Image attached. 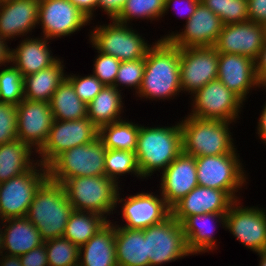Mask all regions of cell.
<instances>
[{
  "mask_svg": "<svg viewBox=\"0 0 266 266\" xmlns=\"http://www.w3.org/2000/svg\"><path fill=\"white\" fill-rule=\"evenodd\" d=\"M217 79L245 102L258 87L255 61L244 55L219 53Z\"/></svg>",
  "mask_w": 266,
  "mask_h": 266,
  "instance_id": "cell-21",
  "label": "cell"
},
{
  "mask_svg": "<svg viewBox=\"0 0 266 266\" xmlns=\"http://www.w3.org/2000/svg\"><path fill=\"white\" fill-rule=\"evenodd\" d=\"M266 41V25L253 21L226 24L213 46L218 53H233L257 59Z\"/></svg>",
  "mask_w": 266,
  "mask_h": 266,
  "instance_id": "cell-19",
  "label": "cell"
},
{
  "mask_svg": "<svg viewBox=\"0 0 266 266\" xmlns=\"http://www.w3.org/2000/svg\"><path fill=\"white\" fill-rule=\"evenodd\" d=\"M109 220L97 213L73 210L68 218L63 237L80 247Z\"/></svg>",
  "mask_w": 266,
  "mask_h": 266,
  "instance_id": "cell-34",
  "label": "cell"
},
{
  "mask_svg": "<svg viewBox=\"0 0 266 266\" xmlns=\"http://www.w3.org/2000/svg\"><path fill=\"white\" fill-rule=\"evenodd\" d=\"M240 204L235 200L230 205L225 229L247 249L255 253L266 250V209Z\"/></svg>",
  "mask_w": 266,
  "mask_h": 266,
  "instance_id": "cell-13",
  "label": "cell"
},
{
  "mask_svg": "<svg viewBox=\"0 0 266 266\" xmlns=\"http://www.w3.org/2000/svg\"><path fill=\"white\" fill-rule=\"evenodd\" d=\"M172 126L140 124L135 155L142 179L166 169L182 152L180 122ZM154 172V173H153Z\"/></svg>",
  "mask_w": 266,
  "mask_h": 266,
  "instance_id": "cell-2",
  "label": "cell"
},
{
  "mask_svg": "<svg viewBox=\"0 0 266 266\" xmlns=\"http://www.w3.org/2000/svg\"><path fill=\"white\" fill-rule=\"evenodd\" d=\"M90 21L93 20L94 12L97 9L98 0H70Z\"/></svg>",
  "mask_w": 266,
  "mask_h": 266,
  "instance_id": "cell-48",
  "label": "cell"
},
{
  "mask_svg": "<svg viewBox=\"0 0 266 266\" xmlns=\"http://www.w3.org/2000/svg\"><path fill=\"white\" fill-rule=\"evenodd\" d=\"M115 246L118 266H149L144 229H130L116 225Z\"/></svg>",
  "mask_w": 266,
  "mask_h": 266,
  "instance_id": "cell-28",
  "label": "cell"
},
{
  "mask_svg": "<svg viewBox=\"0 0 266 266\" xmlns=\"http://www.w3.org/2000/svg\"><path fill=\"white\" fill-rule=\"evenodd\" d=\"M235 149L232 153L195 157L199 186L225 191L234 201L237 192L247 185L245 168Z\"/></svg>",
  "mask_w": 266,
  "mask_h": 266,
  "instance_id": "cell-7",
  "label": "cell"
},
{
  "mask_svg": "<svg viewBox=\"0 0 266 266\" xmlns=\"http://www.w3.org/2000/svg\"><path fill=\"white\" fill-rule=\"evenodd\" d=\"M99 128L88 118L72 121H53L47 141L37 152V159L47 167L58 155L76 146L98 139Z\"/></svg>",
  "mask_w": 266,
  "mask_h": 266,
  "instance_id": "cell-12",
  "label": "cell"
},
{
  "mask_svg": "<svg viewBox=\"0 0 266 266\" xmlns=\"http://www.w3.org/2000/svg\"><path fill=\"white\" fill-rule=\"evenodd\" d=\"M186 3L185 6L186 10L183 8V7H180L179 6V9H177L178 7L176 6L177 4L176 3ZM200 3V1L198 0H165V3H164V11H163V16L167 14V12L169 11V8L170 9H173L175 8L176 6V10L177 12L180 10L182 13L178 12L177 14H180L181 17H183V19H186L185 21H187L195 12V9L196 7L198 6V4ZM173 6V7H172ZM181 8V9H180ZM182 8L185 10V11H182ZM175 10V9H174ZM184 12V14H183ZM187 12V13H186ZM166 13V14H165ZM183 16H182V15ZM187 14V15H186ZM186 15V16H185Z\"/></svg>",
  "mask_w": 266,
  "mask_h": 266,
  "instance_id": "cell-46",
  "label": "cell"
},
{
  "mask_svg": "<svg viewBox=\"0 0 266 266\" xmlns=\"http://www.w3.org/2000/svg\"><path fill=\"white\" fill-rule=\"evenodd\" d=\"M139 124L121 119L99 128L98 138L106 149L135 152Z\"/></svg>",
  "mask_w": 266,
  "mask_h": 266,
  "instance_id": "cell-33",
  "label": "cell"
},
{
  "mask_svg": "<svg viewBox=\"0 0 266 266\" xmlns=\"http://www.w3.org/2000/svg\"><path fill=\"white\" fill-rule=\"evenodd\" d=\"M0 221H1L0 222L1 223L0 224L1 225L0 226V256H1L3 254V232H2V228H1L2 227V221L3 220L0 219Z\"/></svg>",
  "mask_w": 266,
  "mask_h": 266,
  "instance_id": "cell-55",
  "label": "cell"
},
{
  "mask_svg": "<svg viewBox=\"0 0 266 266\" xmlns=\"http://www.w3.org/2000/svg\"><path fill=\"white\" fill-rule=\"evenodd\" d=\"M201 2L220 17L223 25L248 21V0H203Z\"/></svg>",
  "mask_w": 266,
  "mask_h": 266,
  "instance_id": "cell-38",
  "label": "cell"
},
{
  "mask_svg": "<svg viewBox=\"0 0 266 266\" xmlns=\"http://www.w3.org/2000/svg\"><path fill=\"white\" fill-rule=\"evenodd\" d=\"M255 71L257 79H259L263 74H266V41L262 45L260 53L255 60Z\"/></svg>",
  "mask_w": 266,
  "mask_h": 266,
  "instance_id": "cell-49",
  "label": "cell"
},
{
  "mask_svg": "<svg viewBox=\"0 0 266 266\" xmlns=\"http://www.w3.org/2000/svg\"><path fill=\"white\" fill-rule=\"evenodd\" d=\"M106 147L98 138L58 155L48 166V178L63 183L73 177L105 176Z\"/></svg>",
  "mask_w": 266,
  "mask_h": 266,
  "instance_id": "cell-8",
  "label": "cell"
},
{
  "mask_svg": "<svg viewBox=\"0 0 266 266\" xmlns=\"http://www.w3.org/2000/svg\"><path fill=\"white\" fill-rule=\"evenodd\" d=\"M17 139V107L0 102V145Z\"/></svg>",
  "mask_w": 266,
  "mask_h": 266,
  "instance_id": "cell-42",
  "label": "cell"
},
{
  "mask_svg": "<svg viewBox=\"0 0 266 266\" xmlns=\"http://www.w3.org/2000/svg\"><path fill=\"white\" fill-rule=\"evenodd\" d=\"M0 266H22L19 256L2 254L0 256Z\"/></svg>",
  "mask_w": 266,
  "mask_h": 266,
  "instance_id": "cell-52",
  "label": "cell"
},
{
  "mask_svg": "<svg viewBox=\"0 0 266 266\" xmlns=\"http://www.w3.org/2000/svg\"><path fill=\"white\" fill-rule=\"evenodd\" d=\"M120 91L122 92L114 86H104L87 104V117L98 128L123 119L121 118V114L124 112L123 93Z\"/></svg>",
  "mask_w": 266,
  "mask_h": 266,
  "instance_id": "cell-31",
  "label": "cell"
},
{
  "mask_svg": "<svg viewBox=\"0 0 266 266\" xmlns=\"http://www.w3.org/2000/svg\"><path fill=\"white\" fill-rule=\"evenodd\" d=\"M33 152L19 139L0 145V184L32 169L38 163L31 157Z\"/></svg>",
  "mask_w": 266,
  "mask_h": 266,
  "instance_id": "cell-30",
  "label": "cell"
},
{
  "mask_svg": "<svg viewBox=\"0 0 266 266\" xmlns=\"http://www.w3.org/2000/svg\"><path fill=\"white\" fill-rule=\"evenodd\" d=\"M233 202L223 190L198 185L171 208V215L182 223L190 215L227 213Z\"/></svg>",
  "mask_w": 266,
  "mask_h": 266,
  "instance_id": "cell-23",
  "label": "cell"
},
{
  "mask_svg": "<svg viewBox=\"0 0 266 266\" xmlns=\"http://www.w3.org/2000/svg\"><path fill=\"white\" fill-rule=\"evenodd\" d=\"M264 87L266 89V74H263L259 79H258V88ZM266 92V90H265Z\"/></svg>",
  "mask_w": 266,
  "mask_h": 266,
  "instance_id": "cell-54",
  "label": "cell"
},
{
  "mask_svg": "<svg viewBox=\"0 0 266 266\" xmlns=\"http://www.w3.org/2000/svg\"><path fill=\"white\" fill-rule=\"evenodd\" d=\"M47 179V167L38 162L29 171L1 183L0 219L26 217L37 190Z\"/></svg>",
  "mask_w": 266,
  "mask_h": 266,
  "instance_id": "cell-9",
  "label": "cell"
},
{
  "mask_svg": "<svg viewBox=\"0 0 266 266\" xmlns=\"http://www.w3.org/2000/svg\"><path fill=\"white\" fill-rule=\"evenodd\" d=\"M17 107V139L36 153L47 141L54 117L48 102L23 99Z\"/></svg>",
  "mask_w": 266,
  "mask_h": 266,
  "instance_id": "cell-18",
  "label": "cell"
},
{
  "mask_svg": "<svg viewBox=\"0 0 266 266\" xmlns=\"http://www.w3.org/2000/svg\"><path fill=\"white\" fill-rule=\"evenodd\" d=\"M257 123L256 133H258L257 135L259 136V139L266 145V101L263 105V109L261 110L260 118Z\"/></svg>",
  "mask_w": 266,
  "mask_h": 266,
  "instance_id": "cell-51",
  "label": "cell"
},
{
  "mask_svg": "<svg viewBox=\"0 0 266 266\" xmlns=\"http://www.w3.org/2000/svg\"><path fill=\"white\" fill-rule=\"evenodd\" d=\"M127 0H98L97 10L100 8L110 20H115L121 13Z\"/></svg>",
  "mask_w": 266,
  "mask_h": 266,
  "instance_id": "cell-47",
  "label": "cell"
},
{
  "mask_svg": "<svg viewBox=\"0 0 266 266\" xmlns=\"http://www.w3.org/2000/svg\"><path fill=\"white\" fill-rule=\"evenodd\" d=\"M154 194V195H153ZM120 192L117 195L116 204L122 205V220L126 222L123 225H118L130 229H146L149 226L164 221L171 215V208L160 194L155 195L154 192L148 191L139 192L135 195H129L127 198H122ZM121 197V199H120Z\"/></svg>",
  "mask_w": 266,
  "mask_h": 266,
  "instance_id": "cell-16",
  "label": "cell"
},
{
  "mask_svg": "<svg viewBox=\"0 0 266 266\" xmlns=\"http://www.w3.org/2000/svg\"><path fill=\"white\" fill-rule=\"evenodd\" d=\"M191 97L193 106L188 115L200 119L236 123L244 105V101L219 79L210 81Z\"/></svg>",
  "mask_w": 266,
  "mask_h": 266,
  "instance_id": "cell-11",
  "label": "cell"
},
{
  "mask_svg": "<svg viewBox=\"0 0 266 266\" xmlns=\"http://www.w3.org/2000/svg\"><path fill=\"white\" fill-rule=\"evenodd\" d=\"M78 266H118L115 225L109 220L85 244L79 247Z\"/></svg>",
  "mask_w": 266,
  "mask_h": 266,
  "instance_id": "cell-27",
  "label": "cell"
},
{
  "mask_svg": "<svg viewBox=\"0 0 266 266\" xmlns=\"http://www.w3.org/2000/svg\"><path fill=\"white\" fill-rule=\"evenodd\" d=\"M104 165L105 176L114 180L117 184H120L118 178L127 173L142 179L135 152L106 149Z\"/></svg>",
  "mask_w": 266,
  "mask_h": 266,
  "instance_id": "cell-35",
  "label": "cell"
},
{
  "mask_svg": "<svg viewBox=\"0 0 266 266\" xmlns=\"http://www.w3.org/2000/svg\"><path fill=\"white\" fill-rule=\"evenodd\" d=\"M49 105L55 120L72 121L87 117V104L77 96L66 77L53 93Z\"/></svg>",
  "mask_w": 266,
  "mask_h": 266,
  "instance_id": "cell-32",
  "label": "cell"
},
{
  "mask_svg": "<svg viewBox=\"0 0 266 266\" xmlns=\"http://www.w3.org/2000/svg\"><path fill=\"white\" fill-rule=\"evenodd\" d=\"M66 78L71 82L77 96L86 104L90 103L105 86L93 74L87 76L66 74Z\"/></svg>",
  "mask_w": 266,
  "mask_h": 266,
  "instance_id": "cell-41",
  "label": "cell"
},
{
  "mask_svg": "<svg viewBox=\"0 0 266 266\" xmlns=\"http://www.w3.org/2000/svg\"><path fill=\"white\" fill-rule=\"evenodd\" d=\"M185 117L180 121L183 153L200 157L229 154L236 149L230 132L233 122Z\"/></svg>",
  "mask_w": 266,
  "mask_h": 266,
  "instance_id": "cell-4",
  "label": "cell"
},
{
  "mask_svg": "<svg viewBox=\"0 0 266 266\" xmlns=\"http://www.w3.org/2000/svg\"><path fill=\"white\" fill-rule=\"evenodd\" d=\"M112 23L96 25L90 31L89 41L99 52L111 55L121 62L146 57L149 48L145 37L133 27L111 20Z\"/></svg>",
  "mask_w": 266,
  "mask_h": 266,
  "instance_id": "cell-6",
  "label": "cell"
},
{
  "mask_svg": "<svg viewBox=\"0 0 266 266\" xmlns=\"http://www.w3.org/2000/svg\"><path fill=\"white\" fill-rule=\"evenodd\" d=\"M165 0H127L116 22L129 25L134 19L160 20ZM129 23V24H128Z\"/></svg>",
  "mask_w": 266,
  "mask_h": 266,
  "instance_id": "cell-36",
  "label": "cell"
},
{
  "mask_svg": "<svg viewBox=\"0 0 266 266\" xmlns=\"http://www.w3.org/2000/svg\"><path fill=\"white\" fill-rule=\"evenodd\" d=\"M248 20L266 25V0H248Z\"/></svg>",
  "mask_w": 266,
  "mask_h": 266,
  "instance_id": "cell-45",
  "label": "cell"
},
{
  "mask_svg": "<svg viewBox=\"0 0 266 266\" xmlns=\"http://www.w3.org/2000/svg\"><path fill=\"white\" fill-rule=\"evenodd\" d=\"M90 22L70 0H40L38 25L48 40L71 36Z\"/></svg>",
  "mask_w": 266,
  "mask_h": 266,
  "instance_id": "cell-15",
  "label": "cell"
},
{
  "mask_svg": "<svg viewBox=\"0 0 266 266\" xmlns=\"http://www.w3.org/2000/svg\"><path fill=\"white\" fill-rule=\"evenodd\" d=\"M0 69V102L18 105L24 98V77L13 65Z\"/></svg>",
  "mask_w": 266,
  "mask_h": 266,
  "instance_id": "cell-39",
  "label": "cell"
},
{
  "mask_svg": "<svg viewBox=\"0 0 266 266\" xmlns=\"http://www.w3.org/2000/svg\"><path fill=\"white\" fill-rule=\"evenodd\" d=\"M179 73L180 48L159 38L146 54L141 87L135 96L146 101L174 99L182 91Z\"/></svg>",
  "mask_w": 266,
  "mask_h": 266,
  "instance_id": "cell-1",
  "label": "cell"
},
{
  "mask_svg": "<svg viewBox=\"0 0 266 266\" xmlns=\"http://www.w3.org/2000/svg\"><path fill=\"white\" fill-rule=\"evenodd\" d=\"M160 175L159 192L170 208L198 186L195 157L183 152Z\"/></svg>",
  "mask_w": 266,
  "mask_h": 266,
  "instance_id": "cell-20",
  "label": "cell"
},
{
  "mask_svg": "<svg viewBox=\"0 0 266 266\" xmlns=\"http://www.w3.org/2000/svg\"><path fill=\"white\" fill-rule=\"evenodd\" d=\"M144 68L145 58L121 62L113 86L118 90H120V86L131 89L134 87L136 95L141 87Z\"/></svg>",
  "mask_w": 266,
  "mask_h": 266,
  "instance_id": "cell-40",
  "label": "cell"
},
{
  "mask_svg": "<svg viewBox=\"0 0 266 266\" xmlns=\"http://www.w3.org/2000/svg\"><path fill=\"white\" fill-rule=\"evenodd\" d=\"M40 0L0 1V37H23L38 26Z\"/></svg>",
  "mask_w": 266,
  "mask_h": 266,
  "instance_id": "cell-22",
  "label": "cell"
},
{
  "mask_svg": "<svg viewBox=\"0 0 266 266\" xmlns=\"http://www.w3.org/2000/svg\"><path fill=\"white\" fill-rule=\"evenodd\" d=\"M22 266H49L45 244L19 256Z\"/></svg>",
  "mask_w": 266,
  "mask_h": 266,
  "instance_id": "cell-44",
  "label": "cell"
},
{
  "mask_svg": "<svg viewBox=\"0 0 266 266\" xmlns=\"http://www.w3.org/2000/svg\"><path fill=\"white\" fill-rule=\"evenodd\" d=\"M213 223V224H212ZM215 223L225 228L226 213H202L188 216L182 223L188 250L192 255L215 251ZM222 224V225H221Z\"/></svg>",
  "mask_w": 266,
  "mask_h": 266,
  "instance_id": "cell-24",
  "label": "cell"
},
{
  "mask_svg": "<svg viewBox=\"0 0 266 266\" xmlns=\"http://www.w3.org/2000/svg\"><path fill=\"white\" fill-rule=\"evenodd\" d=\"M9 42L0 37V67L11 64V48L7 45Z\"/></svg>",
  "mask_w": 266,
  "mask_h": 266,
  "instance_id": "cell-50",
  "label": "cell"
},
{
  "mask_svg": "<svg viewBox=\"0 0 266 266\" xmlns=\"http://www.w3.org/2000/svg\"><path fill=\"white\" fill-rule=\"evenodd\" d=\"M72 211L63 185L48 178L37 190L26 217L46 241L63 237Z\"/></svg>",
  "mask_w": 266,
  "mask_h": 266,
  "instance_id": "cell-3",
  "label": "cell"
},
{
  "mask_svg": "<svg viewBox=\"0 0 266 266\" xmlns=\"http://www.w3.org/2000/svg\"><path fill=\"white\" fill-rule=\"evenodd\" d=\"M49 266H78L79 247L65 237L44 241Z\"/></svg>",
  "mask_w": 266,
  "mask_h": 266,
  "instance_id": "cell-37",
  "label": "cell"
},
{
  "mask_svg": "<svg viewBox=\"0 0 266 266\" xmlns=\"http://www.w3.org/2000/svg\"><path fill=\"white\" fill-rule=\"evenodd\" d=\"M219 53L212 47L180 48V85L193 95L218 76Z\"/></svg>",
  "mask_w": 266,
  "mask_h": 266,
  "instance_id": "cell-14",
  "label": "cell"
},
{
  "mask_svg": "<svg viewBox=\"0 0 266 266\" xmlns=\"http://www.w3.org/2000/svg\"><path fill=\"white\" fill-rule=\"evenodd\" d=\"M257 255L260 257L258 266H266V250L258 252Z\"/></svg>",
  "mask_w": 266,
  "mask_h": 266,
  "instance_id": "cell-53",
  "label": "cell"
},
{
  "mask_svg": "<svg viewBox=\"0 0 266 266\" xmlns=\"http://www.w3.org/2000/svg\"><path fill=\"white\" fill-rule=\"evenodd\" d=\"M48 39L45 37L22 39L16 49L11 48V63L22 76L39 72L55 64L60 58L52 56Z\"/></svg>",
  "mask_w": 266,
  "mask_h": 266,
  "instance_id": "cell-25",
  "label": "cell"
},
{
  "mask_svg": "<svg viewBox=\"0 0 266 266\" xmlns=\"http://www.w3.org/2000/svg\"><path fill=\"white\" fill-rule=\"evenodd\" d=\"M63 62L59 59L49 68L26 75L24 77V98L49 103L53 93L66 77Z\"/></svg>",
  "mask_w": 266,
  "mask_h": 266,
  "instance_id": "cell-29",
  "label": "cell"
},
{
  "mask_svg": "<svg viewBox=\"0 0 266 266\" xmlns=\"http://www.w3.org/2000/svg\"><path fill=\"white\" fill-rule=\"evenodd\" d=\"M184 26L182 32L173 31L160 38L168 39L178 48L212 47L219 37L223 23L220 17L200 2Z\"/></svg>",
  "mask_w": 266,
  "mask_h": 266,
  "instance_id": "cell-17",
  "label": "cell"
},
{
  "mask_svg": "<svg viewBox=\"0 0 266 266\" xmlns=\"http://www.w3.org/2000/svg\"><path fill=\"white\" fill-rule=\"evenodd\" d=\"M75 211L93 212L108 218L118 207L120 185L107 176L73 177L62 183Z\"/></svg>",
  "mask_w": 266,
  "mask_h": 266,
  "instance_id": "cell-5",
  "label": "cell"
},
{
  "mask_svg": "<svg viewBox=\"0 0 266 266\" xmlns=\"http://www.w3.org/2000/svg\"><path fill=\"white\" fill-rule=\"evenodd\" d=\"M2 226L3 253L6 255L21 256L44 244L38 229L27 217L6 219Z\"/></svg>",
  "mask_w": 266,
  "mask_h": 266,
  "instance_id": "cell-26",
  "label": "cell"
},
{
  "mask_svg": "<svg viewBox=\"0 0 266 266\" xmlns=\"http://www.w3.org/2000/svg\"><path fill=\"white\" fill-rule=\"evenodd\" d=\"M94 60L93 75L105 86H113L121 61L111 55H106L97 50Z\"/></svg>",
  "mask_w": 266,
  "mask_h": 266,
  "instance_id": "cell-43",
  "label": "cell"
},
{
  "mask_svg": "<svg viewBox=\"0 0 266 266\" xmlns=\"http://www.w3.org/2000/svg\"><path fill=\"white\" fill-rule=\"evenodd\" d=\"M149 266L166 263L192 255L188 250L183 227L172 215L144 229Z\"/></svg>",
  "mask_w": 266,
  "mask_h": 266,
  "instance_id": "cell-10",
  "label": "cell"
}]
</instances>
